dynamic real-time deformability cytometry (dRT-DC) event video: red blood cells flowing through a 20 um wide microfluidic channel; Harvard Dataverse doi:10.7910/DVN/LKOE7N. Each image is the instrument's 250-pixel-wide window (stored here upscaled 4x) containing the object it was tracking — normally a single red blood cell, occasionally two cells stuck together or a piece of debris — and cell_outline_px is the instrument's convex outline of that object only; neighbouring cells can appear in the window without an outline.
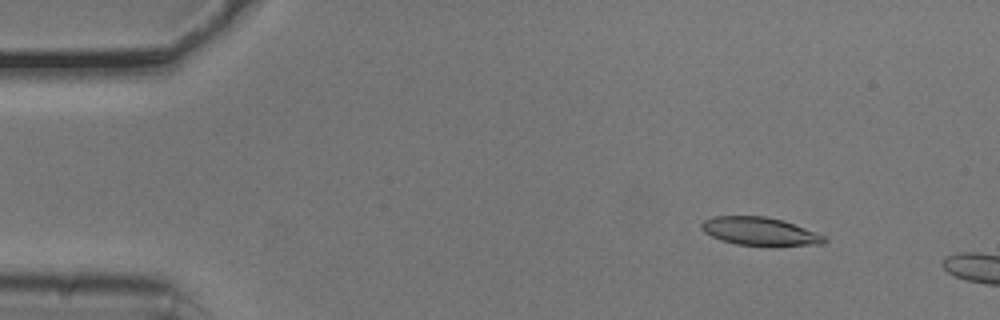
{"species": "common noctule bat (a hibernating species)", "species_latin": "Nyctalus noctula", "temperature_condition": "cold", "stored_images_in_passage": 10, "camera_frame_rate_fps": 3000, "um_per_image_px": 0.085, "animal": {"sex": "male", "body_mass_g": 20.5, "forearm_length_mm": 52.5}, "frame": {"image": 1, "passage_image": 6, "time_ms": 1.667, "image_size_px": [1000, 320], "cell_outline_px": [[828, 240], [824, 244], [776, 248], [768, 248], [736, 244], [720, 240], [704, 232], [700, 228], [700, 224], [704, 220], [712, 216], [764, 216], [784, 220], [824, 236]], "centroid_in_image_um": [64.61, 19.71], "position_along_channel_um": 20.4, "area_um2": 20.98}}